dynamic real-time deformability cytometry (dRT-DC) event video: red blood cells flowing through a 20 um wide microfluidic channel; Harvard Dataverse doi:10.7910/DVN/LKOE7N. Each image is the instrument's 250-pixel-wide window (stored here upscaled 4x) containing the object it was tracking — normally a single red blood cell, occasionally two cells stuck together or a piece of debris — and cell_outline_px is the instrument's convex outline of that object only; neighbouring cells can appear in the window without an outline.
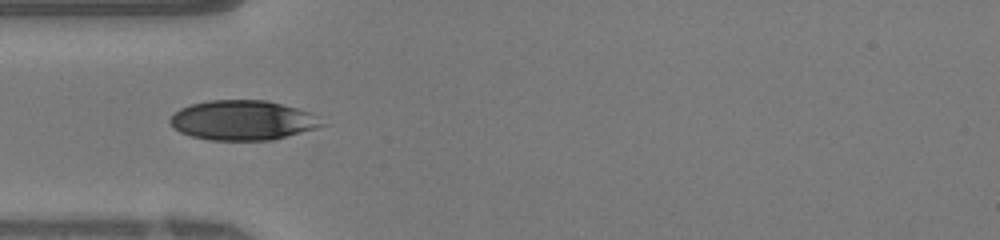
{"species": "human", "species_latin": "Homo sapiens", "temperature_condition": "warm", "stored_images_in_passage": 34, "camera_frame_rate_fps": 3000, "um_per_image_px": 0.085, "donor": {"sex": "female"}, "frame": {"image": 1, "passage_image": 1, "time_ms": 0.0, "image_size_px": [1000, 240], "cell_outline_px": [[300, 128], [292, 132], [280, 136], [244, 140], [232, 140], [200, 136], [188, 132], [180, 128], [172, 120], [184, 108], [200, 104], [224, 100], [252, 100], [276, 104], [288, 108]], "centroid_in_image_um": [20.14, 10.2], "position_along_channel_um": 64.9, "area_um2": 28.21}}
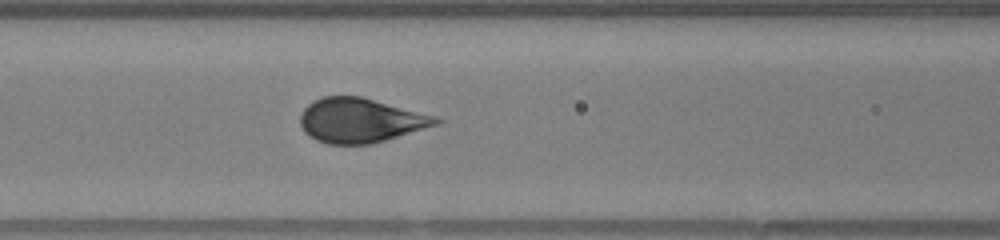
{"frame": {"image": 2, "passage_image": 6, "time_ms": 1.667, "image_size_px": [1000, 240], "cell_outline_px": [[424, 124], [376, 140], [324, 140], [308, 132], [304, 128], [304, 112], [312, 104], [320, 100], [336, 96], [352, 96], [368, 100], [404, 112]], "centroid_in_image_um": [30.18, 10.17], "position_along_channel_um": 136.4, "area_um2": 27.34}}
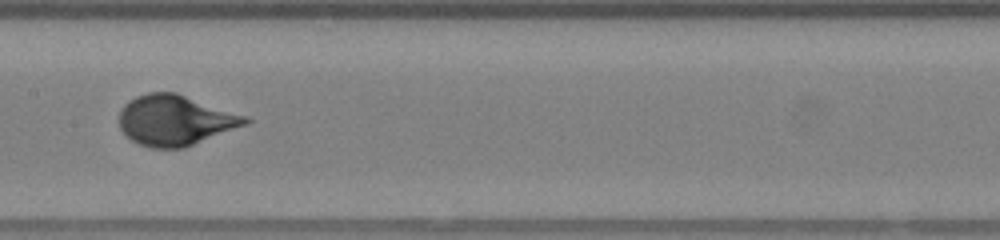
{"frame": {"image": 3, "passage_image": 10, "time_ms": 3.0, "image_size_px": [1000, 240], "cell_outline_px": [[244, 120], [236, 124], [188, 144], [148, 144], [132, 136], [124, 128], [124, 112], [128, 104], [144, 96], [180, 96]], "centroid_in_image_um": [14.75, 10.22], "position_along_channel_um": 192.6, "area_um2": 29.36}}